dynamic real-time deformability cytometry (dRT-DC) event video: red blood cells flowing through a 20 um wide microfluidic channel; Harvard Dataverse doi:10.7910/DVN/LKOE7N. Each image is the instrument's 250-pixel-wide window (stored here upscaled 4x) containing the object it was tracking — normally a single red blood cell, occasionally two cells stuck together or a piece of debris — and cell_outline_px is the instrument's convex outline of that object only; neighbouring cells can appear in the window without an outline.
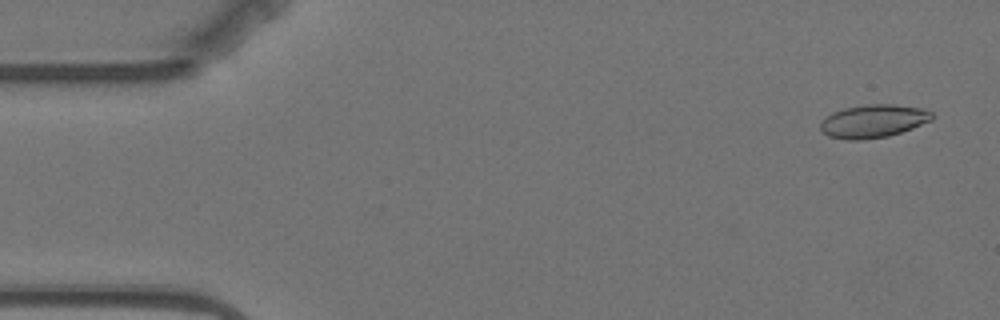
{"species": "Egyptian fruit bat (a non-hibernating species)", "species_latin": "Rousettus aegyptiacus", "temperature_condition": "warm", "stored_images_in_passage": 4, "camera_frame_rate_fps": 3000, "um_per_image_px": 0.085, "animal": {"sex": "female"}, "frame": {"image": 1, "passage_image": 1, "time_ms": 0.0, "image_size_px": [1000, 320], "cell_outline_px": [[936, 116], [932, 120], [912, 128], [888, 136], [860, 140], [848, 140], [828, 136], [820, 128], [820, 124], [832, 112], [844, 108], [868, 104], [892, 104], [924, 108], [932, 112]], "centroid_in_image_um": [74.27, 10.29], "position_along_channel_um": 10.7, "area_um2": 21.5}}